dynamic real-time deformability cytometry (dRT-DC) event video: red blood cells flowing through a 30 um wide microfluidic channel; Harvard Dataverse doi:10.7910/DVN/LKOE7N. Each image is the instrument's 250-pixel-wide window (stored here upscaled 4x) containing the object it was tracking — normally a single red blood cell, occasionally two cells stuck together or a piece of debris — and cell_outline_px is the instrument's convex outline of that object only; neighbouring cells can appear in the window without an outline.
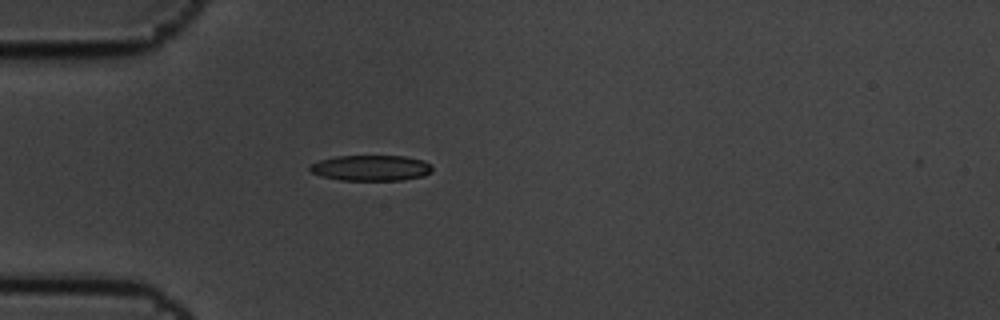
{"species": "common noctule bat (a hibernating species)", "species_latin": "Nyctalus noctula", "temperature_condition": "cold", "stored_images_in_passage": 5, "camera_frame_rate_fps": 3000, "um_per_image_px": 0.085, "animal": {"sex": "male", "body_mass_g": 19.5, "forearm_length_mm": 54.6}, "frame": {"image": 1, "passage_image": 4, "time_ms": 1.0, "image_size_px": [1000, 320], "cell_outline_px": [[432, 172], [424, 176], [404, 180], [340, 180], [320, 176], [312, 172], [308, 168], [308, 164], [320, 160], [336, 156], [404, 156], [424, 160], [432, 168]], "centroid_in_image_um": [31.51, 14.28], "position_along_channel_um": 53.5, "area_um2": 18.44}}